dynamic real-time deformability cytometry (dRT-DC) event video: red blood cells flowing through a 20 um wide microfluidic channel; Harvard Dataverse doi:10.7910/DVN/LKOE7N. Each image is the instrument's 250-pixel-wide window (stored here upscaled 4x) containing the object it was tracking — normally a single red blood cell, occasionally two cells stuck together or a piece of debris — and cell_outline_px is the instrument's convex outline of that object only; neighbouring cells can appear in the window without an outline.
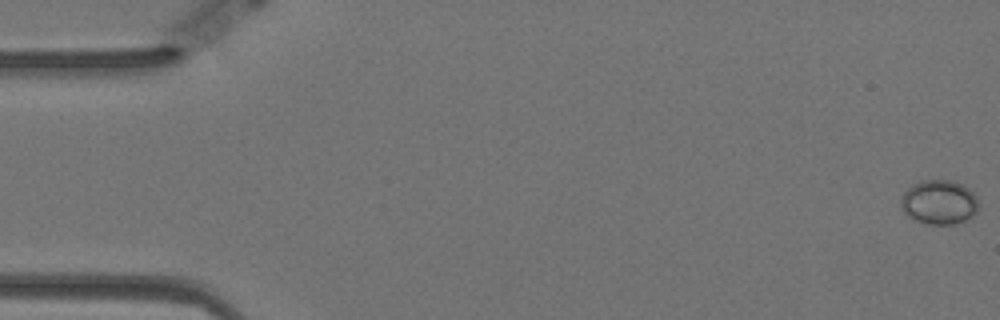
{"species": "Egyptian fruit bat (a non-hibernating species)", "species_latin": "Rousettus aegyptiacus", "temperature_condition": "warm", "stored_images_in_passage": 44, "camera_frame_rate_fps": 3000, "um_per_image_px": 0.085, "animal": {"sex": "female"}, "frame": {"image": 1, "passage_image": 1, "time_ms": 0.0, "image_size_px": [1000, 320], "cell_outline_px": [[980, 204], [976, 212], [972, 216], [964, 220], [952, 224], [928, 224], [912, 220], [904, 212], [900, 204], [900, 200], [904, 192], [908, 188], [924, 180], [948, 180], [960, 184], [968, 188], [972, 192]], "centroid_in_image_um": [79.81, 17.2], "position_along_channel_um": 5.2, "area_um2": 19.94}}
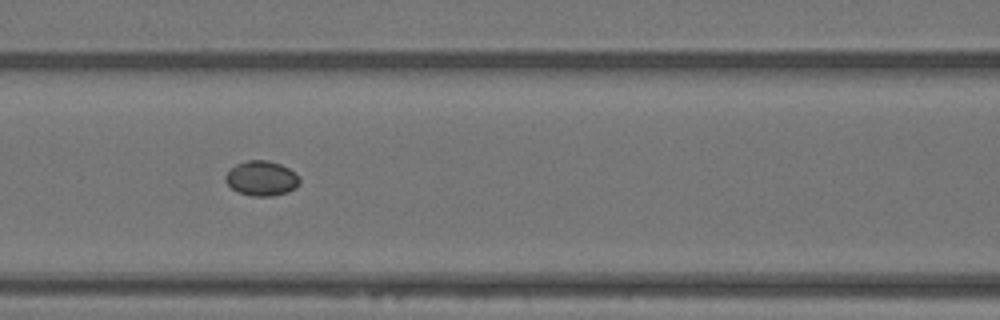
{"frame": {"image": 2, "passage_image": 25, "time_ms": 8.0, "image_size_px": [1000, 320], "cell_outline_px": [[300, 180], [296, 188], [288, 192], [272, 196], [252, 196], [240, 192], [232, 188], [224, 180], [224, 176], [236, 164], [248, 160], [268, 160], [280, 164], [288, 168], [300, 176]], "centroid_in_image_um": [22.25, 15.16], "position_along_channel_um": 144.3, "area_um2": 15.03}}
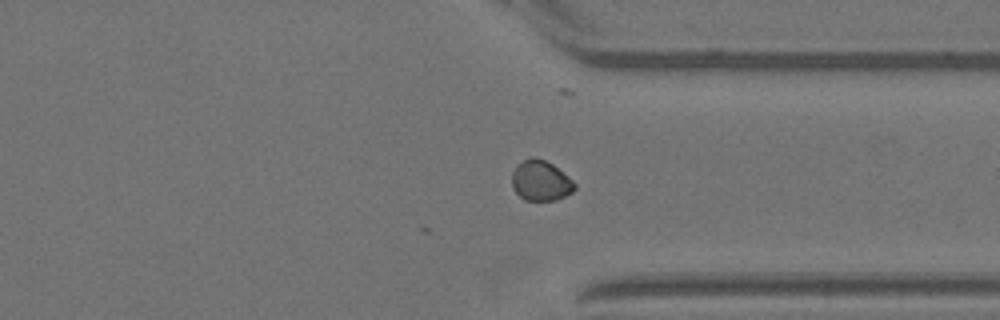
{"frame": {"image": 3, "passage_image": 44, "time_ms": 14.333, "image_size_px": [1000, 320], "cell_outline_px": [[576, 188], [572, 192], [556, 200], [524, 200], [512, 188], [512, 172], [516, 164], [528, 156], [536, 156], [552, 164], [572, 180], [576, 184]], "centroid_in_image_um": [45.92, 15.33], "position_along_channel_um": 365.5, "area_um2": 14.85}}